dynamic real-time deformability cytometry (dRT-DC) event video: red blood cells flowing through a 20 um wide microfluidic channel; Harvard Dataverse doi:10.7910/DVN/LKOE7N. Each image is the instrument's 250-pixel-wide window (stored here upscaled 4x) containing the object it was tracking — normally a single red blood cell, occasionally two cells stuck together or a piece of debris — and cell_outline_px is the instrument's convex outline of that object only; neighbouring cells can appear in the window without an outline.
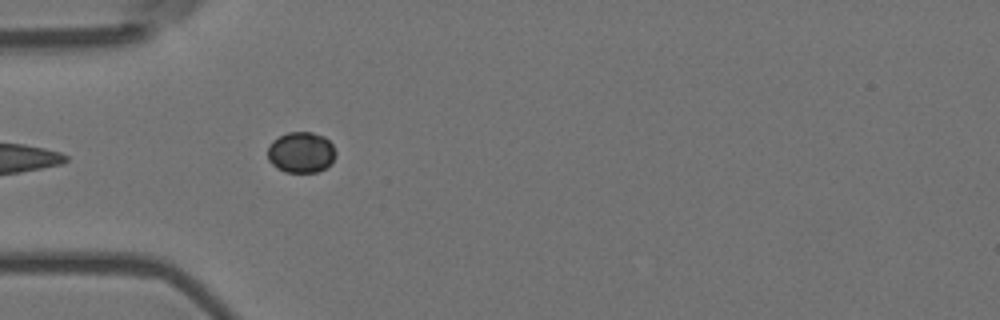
{"species": "Egyptian fruit bat (a non-hibernating species)", "species_latin": "Rousettus aegyptiacus", "temperature_condition": "room temperature", "stored_images_in_passage": 6, "camera_frame_rate_fps": 3000, "um_per_image_px": 0.085, "animal": {"sex": "female"}, "frame": {"image": 1, "passage_image": 6, "time_ms": 1.667, "image_size_px": [1000, 320], "cell_outline_px": [[336, 156], [332, 164], [316, 172], [284, 172], [276, 168], [268, 160], [268, 148], [272, 140], [288, 132], [312, 132], [324, 136], [332, 144], [336, 152]], "centroid_in_image_um": [25.6, 12.95], "position_along_channel_um": 59.4, "area_um2": 16.36}}